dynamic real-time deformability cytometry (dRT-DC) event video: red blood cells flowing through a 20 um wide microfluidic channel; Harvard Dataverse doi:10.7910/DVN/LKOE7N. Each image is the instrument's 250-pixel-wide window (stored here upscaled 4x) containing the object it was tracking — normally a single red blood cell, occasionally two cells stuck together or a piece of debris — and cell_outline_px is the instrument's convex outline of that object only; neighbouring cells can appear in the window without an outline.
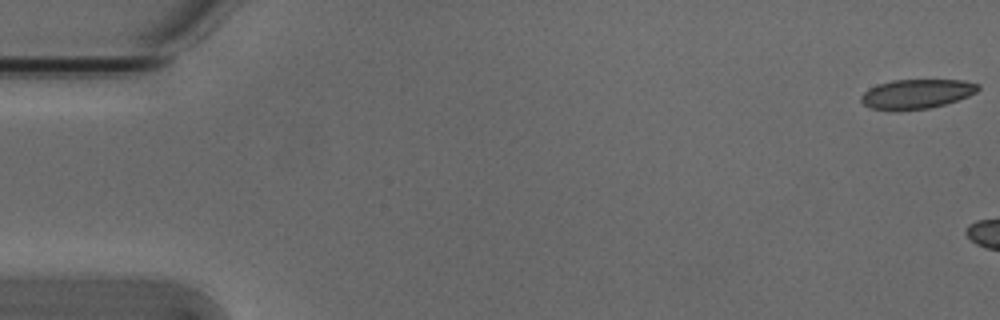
{"species": "Egyptian fruit bat (a non-hibernating species)", "species_latin": "Rousettus aegyptiacus", "temperature_condition": "cold", "stored_images_in_passage": 6, "camera_frame_rate_fps": 3000, "um_per_image_px": 0.085, "animal": {"sex": "male"}, "frame": {"image": 1, "passage_image": 1, "time_ms": 0.0, "image_size_px": [1000, 320], "cell_outline_px": [[980, 88], [976, 92], [968, 96], [944, 104], [928, 108], [872, 108], [864, 104], [860, 100], [860, 96], [868, 88], [892, 80], [964, 80], [980, 84]], "centroid_in_image_um": [77.95, 7.94], "position_along_channel_um": 7.0, "area_um2": 19.42}}